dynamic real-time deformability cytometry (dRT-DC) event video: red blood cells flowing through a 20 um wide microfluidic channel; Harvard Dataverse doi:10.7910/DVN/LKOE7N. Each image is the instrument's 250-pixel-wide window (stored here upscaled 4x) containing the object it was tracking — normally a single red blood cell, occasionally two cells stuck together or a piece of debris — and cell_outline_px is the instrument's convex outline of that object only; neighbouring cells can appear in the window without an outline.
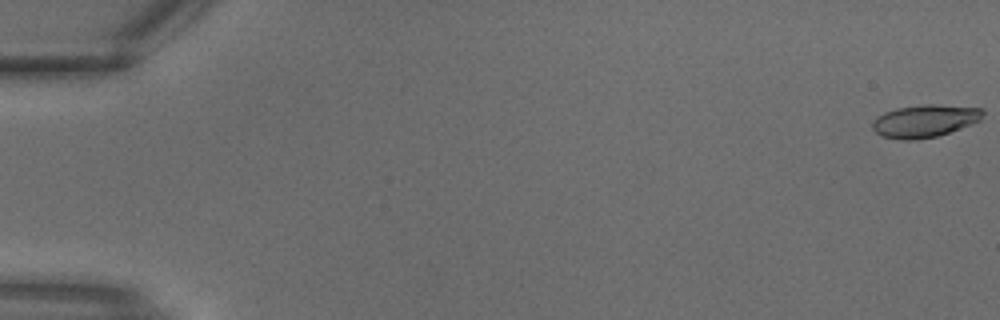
{"species": "common noctule bat (a hibernating species)", "species_latin": "Nyctalus noctula", "temperature_condition": "warm", "stored_images_in_passage": 16, "camera_frame_rate_fps": 3000, "um_per_image_px": 0.085, "animal": {"sex": "male", "body_mass_g": 18.8}, "frame": {"image": 1, "passage_image": 1, "time_ms": 0.0, "image_size_px": [1000, 320], "cell_outline_px": [[984, 112], [980, 120], [960, 128], [936, 136], [912, 140], [900, 140], [884, 136], [876, 132], [872, 128], [872, 120], [876, 116], [884, 112], [896, 108], [924, 104], [936, 104], [984, 108]], "centroid_in_image_um": [78.58, 10.26], "position_along_channel_um": 6.4, "area_um2": 20.92}}
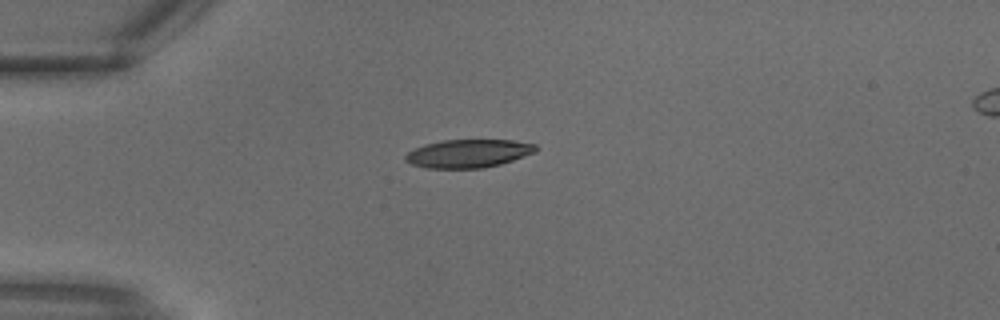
{"frame": {"image": 2, "passage_image": 9, "time_ms": 2.667, "image_size_px": [1000, 320], "cell_outline_px": [[536, 152], [500, 164], [484, 168], [424, 168], [412, 164], [404, 160], [404, 156], [408, 152], [424, 144], [444, 140], [512, 140], [536, 144]], "centroid_in_image_um": [39.79, 13.05], "position_along_channel_um": 45.2, "area_um2": 21.39}}
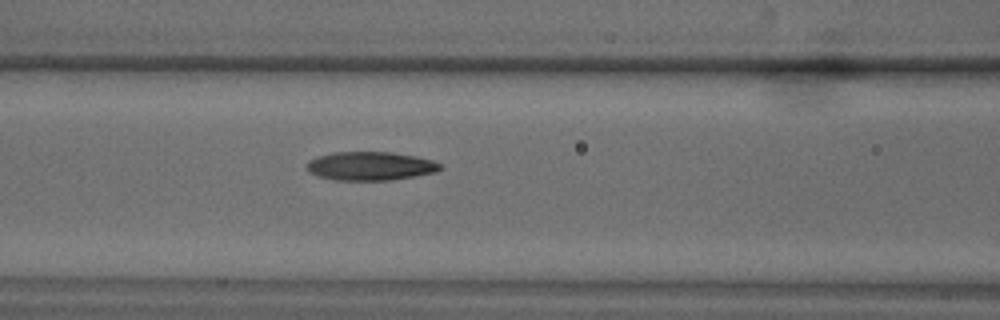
{"frame": {"image": 3, "passage_image": 14, "time_ms": 4.333, "image_size_px": [1000, 320], "cell_outline_px": [[440, 168], [436, 172], [416, 176], [392, 180], [336, 180], [316, 176], [308, 172], [308, 160], [316, 156], [332, 152], [392, 152], [416, 156], [432, 160], [440, 164]], "centroid_in_image_um": [31.45, 14.11], "position_along_channel_um": 135.1, "area_um2": 22.37}}